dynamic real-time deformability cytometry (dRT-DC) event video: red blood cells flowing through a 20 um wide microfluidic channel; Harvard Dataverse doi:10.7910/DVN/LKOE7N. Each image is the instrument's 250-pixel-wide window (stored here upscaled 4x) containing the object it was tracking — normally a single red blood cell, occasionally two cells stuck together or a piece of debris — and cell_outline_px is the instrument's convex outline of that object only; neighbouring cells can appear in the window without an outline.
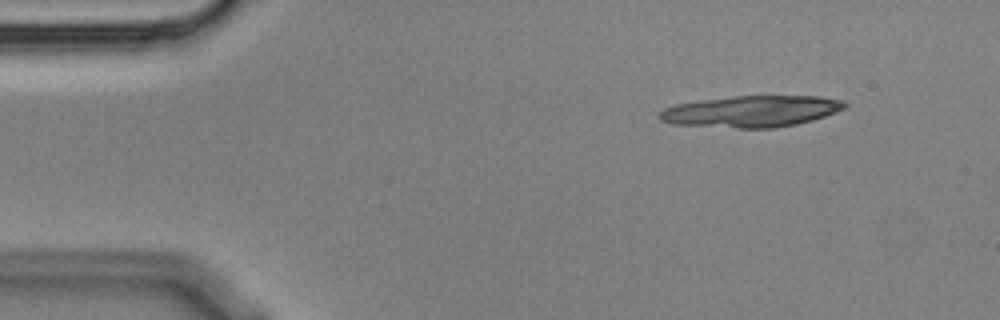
{"species": "Egyptian fruit bat (a non-hibernating species)", "species_latin": "Rousettus aegyptiacus", "temperature_condition": "cold", "stored_images_in_passage": 9, "camera_frame_rate_fps": 3000, "um_per_image_px": 0.085, "animal": {"sex": "male"}, "frame": {"image": 1, "passage_image": 1, "time_ms": 0.0, "image_size_px": [1000, 320], "cell_outline_px": [[848, 104], [844, 108], [824, 116], [812, 120], [796, 124], [776, 128], [736, 128], [672, 124], [660, 120], [656, 116], [664, 108], [676, 104], [700, 100], [732, 96], [820, 96], [844, 100]], "centroid_in_image_um": [63.84, 9.46], "position_along_channel_um": 21.2, "area_um2": 34.04}}
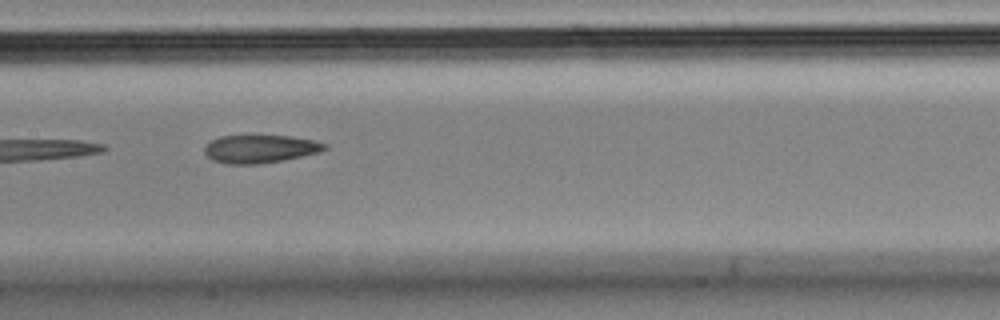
{"frame": {"image": 2, "passage_image": 7, "time_ms": 2.0, "image_size_px": [1000, 320], "cell_outline_px": [[328, 148], [320, 152], [284, 160], [260, 164], [224, 164], [212, 160], [204, 152], [204, 148], [212, 140], [220, 136], [292, 136], [312, 140], [328, 144]], "centroid_in_image_um": [22.12, 12.66], "position_along_channel_um": 185.3, "area_um2": 19.65}}
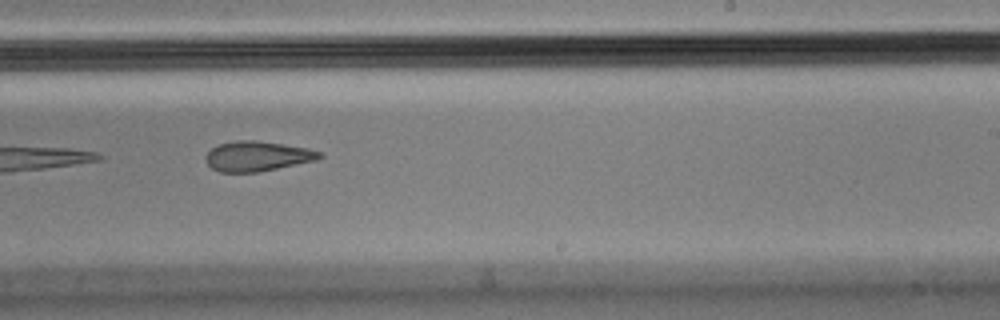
{"frame": {"image": 3, "passage_image": 9, "time_ms": 2.667, "image_size_px": [1000, 320], "cell_outline_px": [[324, 156], [316, 160], [256, 172], [220, 172], [212, 168], [208, 164], [204, 156], [212, 148], [220, 144], [236, 140], [256, 140], [308, 148], [320, 152]], "centroid_in_image_um": [21.85, 13.27], "position_along_channel_um": 267.1, "area_um2": 19.65}}